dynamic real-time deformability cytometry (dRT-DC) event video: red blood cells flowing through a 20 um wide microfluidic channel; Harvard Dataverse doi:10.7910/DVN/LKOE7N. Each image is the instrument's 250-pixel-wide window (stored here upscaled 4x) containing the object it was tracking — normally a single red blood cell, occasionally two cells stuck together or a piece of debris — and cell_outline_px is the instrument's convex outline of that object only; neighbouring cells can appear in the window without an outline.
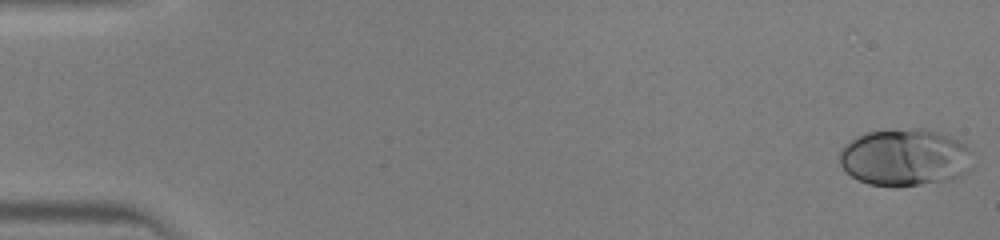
{"species": "human", "species_latin": "Homo sapiens", "temperature_condition": "warm", "stored_images_in_passage": 45, "camera_frame_rate_fps": 3000, "um_per_image_px": 0.085, "donor": {"sex": "male"}, "frame": {"image": 1, "passage_image": 1, "time_ms": 0.0, "image_size_px": [1000, 240], "cell_outline_px": [[972, 168], [960, 176], [948, 180], [896, 188], [868, 184], [852, 176], [840, 164], [840, 148], [844, 144], [856, 136], [864, 132], [912, 128], [920, 128], [940, 132], [972, 148]], "centroid_in_image_um": [76.93, 13.39], "position_along_channel_um": 8.1, "area_um2": 44.91}}
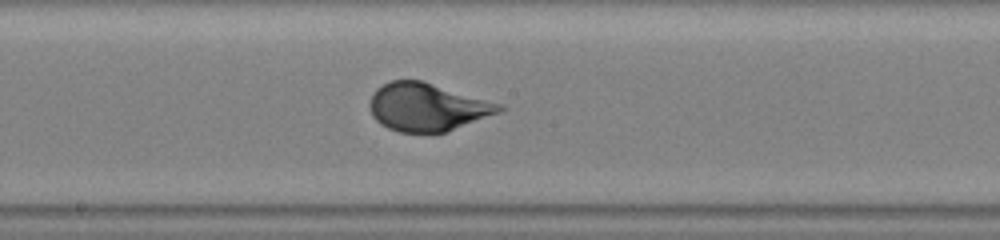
{"frame": {"image": 2, "passage_image": 25, "time_ms": 8.0, "image_size_px": [1000, 240], "cell_outline_px": [[504, 108], [500, 112], [444, 132], [400, 132], [388, 128], [380, 124], [372, 116], [368, 104], [372, 92], [376, 88], [392, 80], [424, 80], [504, 104]], "centroid_in_image_um": [36.3, 9.07], "position_along_channel_um": 211.9, "area_um2": 36.36}}
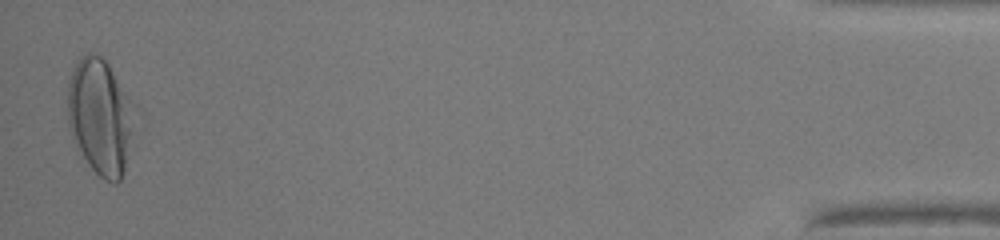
{"frame": {"image": 3, "passage_image": 45, "time_ms": 14.667, "image_size_px": [1000, 240], "cell_outline_px": [[140, 112], [124, 168], [120, 180], [116, 184], [104, 180], [88, 164], [76, 144], [72, 136], [68, 124], [68, 80], [80, 56], [84, 52], [88, 52], [100, 56], [108, 64], [140, 108]], "centroid_in_image_um": [8.6, 9.88], "position_along_channel_um": 426.6, "area_um2": 46.3}}